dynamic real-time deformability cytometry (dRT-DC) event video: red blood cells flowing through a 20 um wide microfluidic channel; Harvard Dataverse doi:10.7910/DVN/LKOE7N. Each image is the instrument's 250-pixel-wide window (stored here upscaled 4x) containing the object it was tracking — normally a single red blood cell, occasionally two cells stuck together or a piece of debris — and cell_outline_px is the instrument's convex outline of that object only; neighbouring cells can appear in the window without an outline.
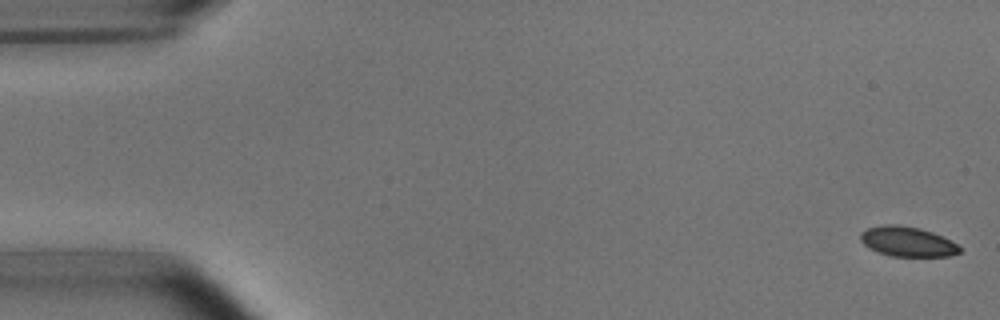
{"species": "common noctule bat (a hibernating species)", "species_latin": "Nyctalus noctula", "temperature_condition": "room temperature", "stored_images_in_passage": 53, "camera_frame_rate_fps": 3000, "um_per_image_px": 0.085, "animal": {"sex": "male", "body_mass_g": 15.6}, "frame": {"image": 1, "passage_image": 1, "time_ms": 0.0, "image_size_px": [1000, 320], "cell_outline_px": [[960, 252], [948, 256], [892, 256], [880, 252], [864, 244], [860, 240], [860, 232], [868, 228], [884, 224], [900, 224], [920, 228], [932, 232], [956, 244], [960, 248]], "centroid_in_image_um": [77.1, 20.52], "position_along_channel_um": 7.9, "area_um2": 16.99}}
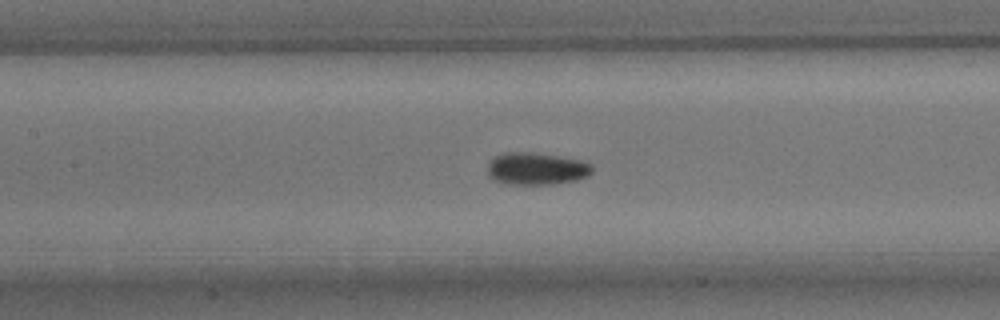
{"frame": {"image": 2, "passage_image": 24, "time_ms": 7.667, "image_size_px": [1000, 320], "cell_outline_px": [[592, 172], [588, 176], [576, 180], [552, 184], [504, 184], [488, 176], [488, 164], [496, 156], [504, 152], [532, 152], [560, 156], [584, 160], [592, 164]], "centroid_in_image_um": [45.62, 14.33], "position_along_channel_um": 161.8, "area_um2": 19.83}}
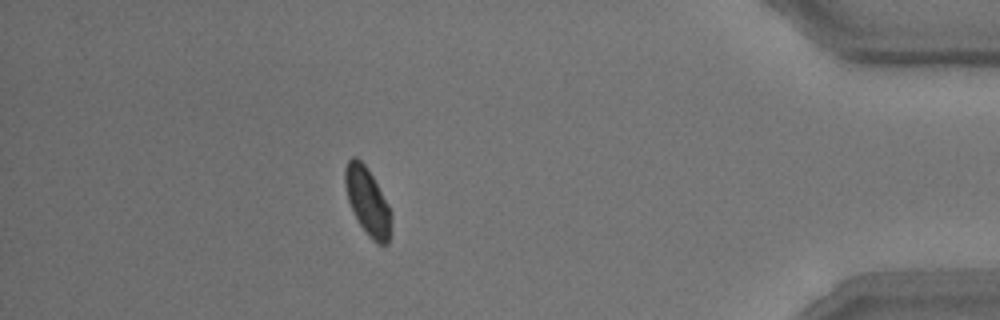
{"frame": {"image": 3, "passage_image": 47, "time_ms": 15.333, "image_size_px": [1000, 320], "cell_outline_px": [[392, 216], [388, 244], [376, 244], [368, 236], [360, 224], [348, 200], [344, 184], [344, 168], [348, 160], [352, 156], [356, 156], [364, 164], [372, 176], [388, 204], [392, 212]], "centroid_in_image_um": [31.24, 17.12], "position_along_channel_um": 404.0, "area_um2": 18.03}, "authors_computed_cell_mechanics": {"area_um2": 18.3226, "velocity_mm_per_s": 3.7627, "shape_relaxation_time_tau1_ms": 2.2067, "shape_relaxation_time_tau2_ms": 9.6841, "deformation_change_tau1": 0.0614, "deformation_change_tau2": 0.1034}}